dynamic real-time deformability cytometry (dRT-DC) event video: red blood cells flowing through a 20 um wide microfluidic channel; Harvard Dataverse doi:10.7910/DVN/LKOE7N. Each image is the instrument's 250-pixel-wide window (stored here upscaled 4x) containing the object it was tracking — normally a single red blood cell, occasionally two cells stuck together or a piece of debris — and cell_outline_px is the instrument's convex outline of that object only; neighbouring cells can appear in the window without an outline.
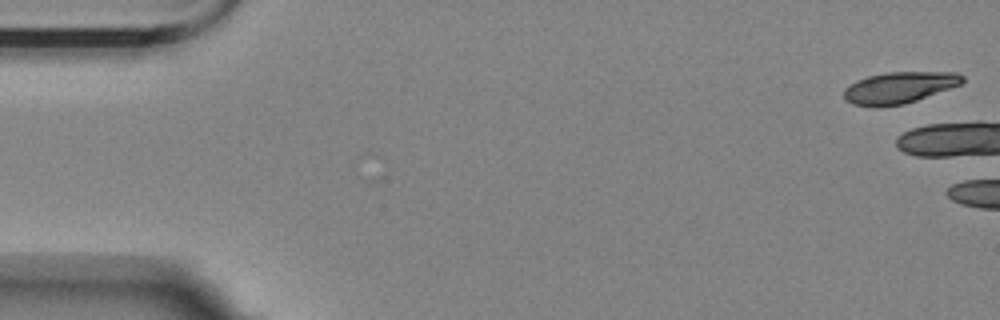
{"species": "Egyptian fruit bat (a non-hibernating species)", "species_latin": "Rousettus aegyptiacus", "temperature_condition": "room temperature", "stored_images_in_passage": 3, "camera_frame_rate_fps": 3000, "um_per_image_px": 0.085, "animal": {"sex": "female"}, "frame": {"image": 1, "passage_image": 1, "time_ms": 0.0, "image_size_px": [1000, 320], "cell_outline_px": [[964, 80], [960, 84], [916, 100], [904, 104], [852, 104], [844, 96], [844, 88], [856, 80], [868, 76], [888, 72], [956, 72], [964, 76]], "centroid_in_image_um": [76.46, 7.4], "position_along_channel_um": 8.5, "area_um2": 20.92}}